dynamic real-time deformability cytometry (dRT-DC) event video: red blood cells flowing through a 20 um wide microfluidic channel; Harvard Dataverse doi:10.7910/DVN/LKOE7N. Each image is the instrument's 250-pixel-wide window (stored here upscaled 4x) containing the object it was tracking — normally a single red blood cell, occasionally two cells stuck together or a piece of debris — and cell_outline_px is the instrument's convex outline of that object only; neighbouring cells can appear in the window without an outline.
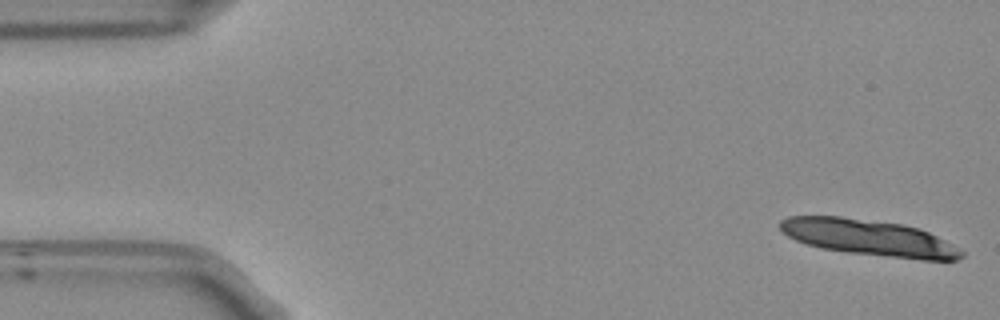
{"species": "Egyptian fruit bat (a non-hibernating species)", "species_latin": "Rousettus aegyptiacus", "temperature_condition": "room temperature", "stored_images_in_passage": 3, "camera_frame_rate_fps": 3000, "um_per_image_px": 0.085, "frame": {"image": 1, "passage_image": 1, "time_ms": 0.0, "image_size_px": [1000, 320], "cell_outline_px": [[964, 256], [956, 260], [920, 260], [848, 252], [820, 248], [796, 240], [788, 236], [780, 228], [780, 220], [788, 216], [840, 216], [900, 224], [916, 228], [928, 232], [944, 240], [964, 252]], "centroid_in_image_um": [73.85, 20.2], "position_along_channel_um": 11.2, "area_um2": 37.74}}